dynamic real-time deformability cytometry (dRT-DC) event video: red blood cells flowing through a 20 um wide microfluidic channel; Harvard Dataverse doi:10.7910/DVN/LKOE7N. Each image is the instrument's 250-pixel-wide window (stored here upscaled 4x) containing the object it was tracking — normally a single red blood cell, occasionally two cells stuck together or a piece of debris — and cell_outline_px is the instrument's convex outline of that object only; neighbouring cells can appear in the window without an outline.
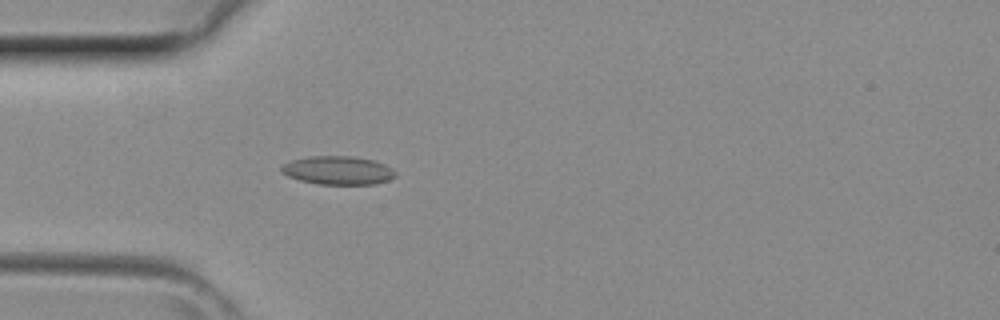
{"species": "common noctule bat (a hibernating species)", "species_latin": "Nyctalus noctula", "temperature_condition": "room temperature", "stored_images_in_passage": 40, "camera_frame_rate_fps": 3000, "um_per_image_px": 0.085, "animal": {"sex": "female", "body_mass_g": 29.2, "forearm_length_mm": 56.3}, "frame": {"image": 1, "passage_image": 11, "time_ms": 3.333, "image_size_px": [1000, 320], "cell_outline_px": [[396, 176], [388, 180], [376, 184], [316, 184], [300, 180], [288, 176], [280, 172], [280, 168], [284, 164], [292, 160], [312, 156], [352, 156], [372, 160], [384, 164], [392, 168], [396, 172]], "centroid_in_image_um": [28.73, 14.48], "position_along_channel_um": 56.3, "area_um2": 18.9}}
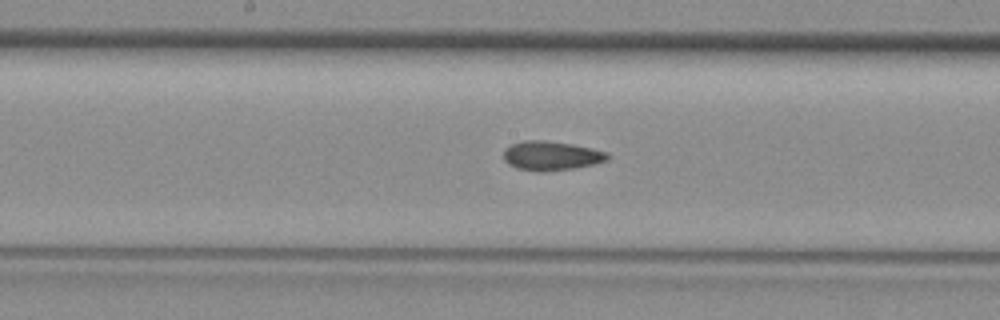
{"frame": {"image": 2, "passage_image": 20, "time_ms": 6.333, "image_size_px": [1000, 320], "cell_outline_px": [[608, 160], [576, 168], [540, 172], [536, 172], [516, 168], [508, 164], [504, 160], [504, 148], [512, 144], [524, 140], [544, 140], [572, 144], [592, 148], [608, 152]], "centroid_in_image_um": [46.83, 13.24], "position_along_channel_um": 201.4, "area_um2": 17.8}}
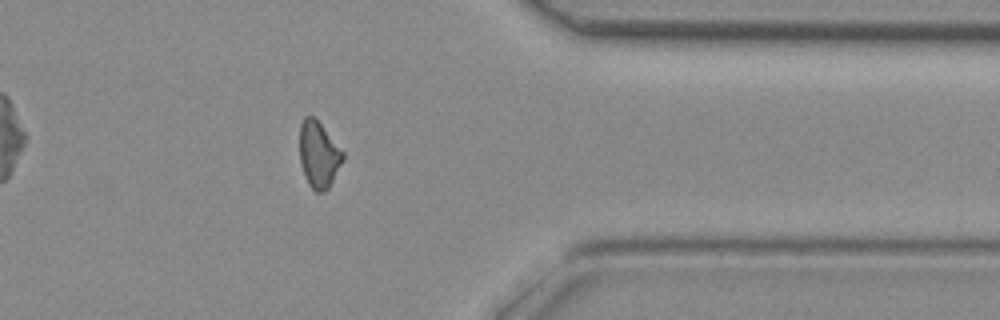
{"frame": {"image": 3, "passage_image": 32, "time_ms": 10.333, "image_size_px": [1000, 320], "cell_outline_px": [[344, 160], [328, 188], [324, 192], [316, 192], [308, 184], [304, 176], [300, 164], [300, 124], [304, 116], [312, 116], [320, 124], [344, 152]], "centroid_in_image_um": [27.08, 13.17], "position_along_channel_um": 384.3, "area_um2": 16.65}}